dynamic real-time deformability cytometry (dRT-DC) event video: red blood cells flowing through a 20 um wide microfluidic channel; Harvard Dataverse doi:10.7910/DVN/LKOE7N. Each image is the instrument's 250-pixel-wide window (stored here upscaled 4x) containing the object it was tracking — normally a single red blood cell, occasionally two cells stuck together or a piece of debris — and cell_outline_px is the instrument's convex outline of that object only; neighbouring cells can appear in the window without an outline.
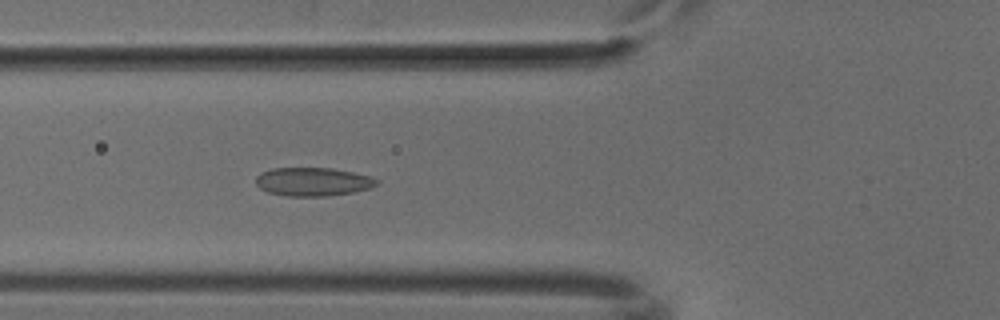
{"species": "common noctule bat (a hibernating species)", "species_latin": "Nyctalus noctula", "temperature_condition": "cold", "stored_images_in_passage": 46, "camera_frame_rate_fps": 3000, "um_per_image_px": 0.085, "animal": {"sex": "male", "body_mass_g": 18.8}, "frame": {"image": 1, "passage_image": 13, "time_ms": 4.0, "image_size_px": [1000, 320], "cell_outline_px": [[380, 180], [372, 188], [352, 192], [328, 196], [288, 196], [268, 192], [260, 188], [256, 184], [256, 176], [260, 172], [272, 168], [332, 168], [352, 172], [368, 176]], "centroid_in_image_um": [26.58, 15.44], "position_along_channel_um": 99.2, "area_um2": 20.06}}
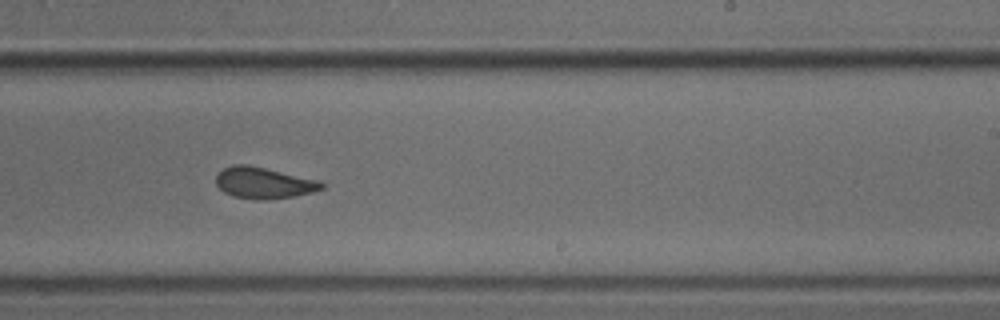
{"frame": {"image": 2, "passage_image": 26, "time_ms": 8.333, "image_size_px": [1000, 320], "cell_outline_px": [[324, 188], [312, 192], [292, 196], [268, 200], [256, 200], [232, 196], [224, 192], [216, 184], [216, 176], [224, 168], [232, 164], [248, 164], [320, 180], [324, 184]], "centroid_in_image_um": [22.41, 15.54], "position_along_channel_um": 266.6, "area_um2": 19.36}}
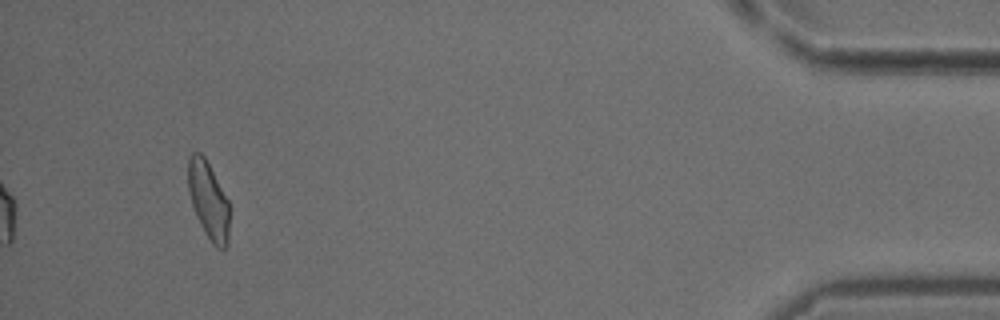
{"frame": {"image": 3, "passage_image": 43, "time_ms": 14.0, "image_size_px": [1000, 320], "cell_outline_px": [[228, 244], [224, 248], [216, 248], [212, 244], [204, 232], [196, 216], [192, 204], [188, 188], [188, 156], [192, 152], [200, 152], [204, 156], [228, 200]], "centroid_in_image_um": [17.7, 17.03], "position_along_channel_um": 417.5, "area_um2": 18.44}}